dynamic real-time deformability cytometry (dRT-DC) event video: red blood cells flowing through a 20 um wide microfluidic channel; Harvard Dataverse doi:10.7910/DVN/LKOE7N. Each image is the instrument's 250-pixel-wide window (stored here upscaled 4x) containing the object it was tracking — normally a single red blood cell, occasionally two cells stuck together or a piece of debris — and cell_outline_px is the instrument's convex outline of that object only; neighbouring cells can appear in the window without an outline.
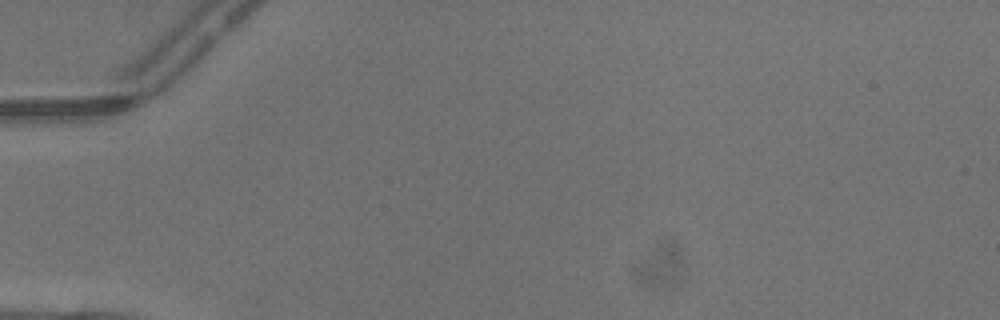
{"species": "common noctule bat (a hibernating species)", "species_latin": "Nyctalus noctula", "temperature_condition": "warm", "stored_images_in_passage": 1, "camera_frame_rate_fps": 3000, "um_per_image_px": 0.085, "animal": {"sex": "male", "body_mass_g": 13.3}, "frame": {"image": 1, "passage_image": 1, "time_ms": 0.0, "image_size_px": [1000, 320], "cell_outline_px": [[220, 68], [216, 72], [180, 104], [168, 104], [160, 84], [204, 40], [208, 40], [220, 60]], "centroid_in_image_um": [16.24, 6.27], "position_along_channel_um": 68.8, "area_um2": 14.16}}